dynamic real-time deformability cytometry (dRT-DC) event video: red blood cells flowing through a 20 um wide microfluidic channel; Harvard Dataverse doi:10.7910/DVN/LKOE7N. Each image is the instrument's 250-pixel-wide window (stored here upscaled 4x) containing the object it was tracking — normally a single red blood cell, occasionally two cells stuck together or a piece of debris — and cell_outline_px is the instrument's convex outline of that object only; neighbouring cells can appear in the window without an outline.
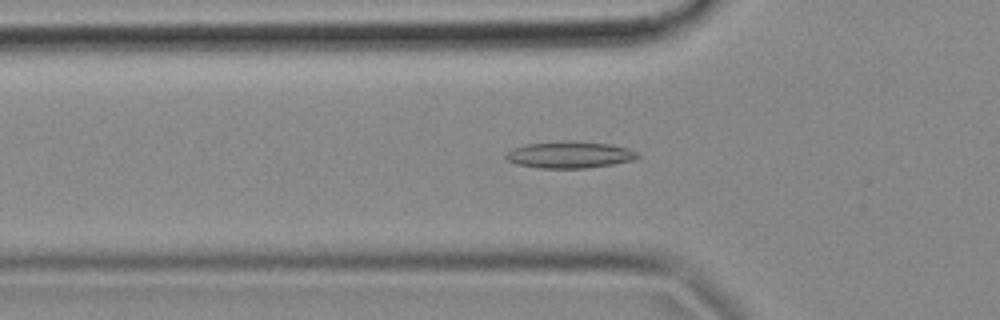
{"species": "common noctule bat (a hibernating species)", "species_latin": "Nyctalus noctula", "temperature_condition": "cold", "stored_images_in_passage": 51, "camera_frame_rate_fps": 3000, "um_per_image_px": 0.085, "animal": {"sex": "female", "body_mass_g": 18.4}, "frame": {"image": 1, "passage_image": 15, "time_ms": 4.667, "image_size_px": [1000, 320], "cell_outline_px": [[640, 156], [632, 160], [612, 164], [584, 168], [540, 168], [516, 164], [508, 160], [504, 156], [508, 152], [516, 148], [528, 144], [608, 144], [628, 148], [636, 152]], "centroid_in_image_um": [48.43, 13.22], "position_along_channel_um": 77.4, "area_um2": 19.02}}
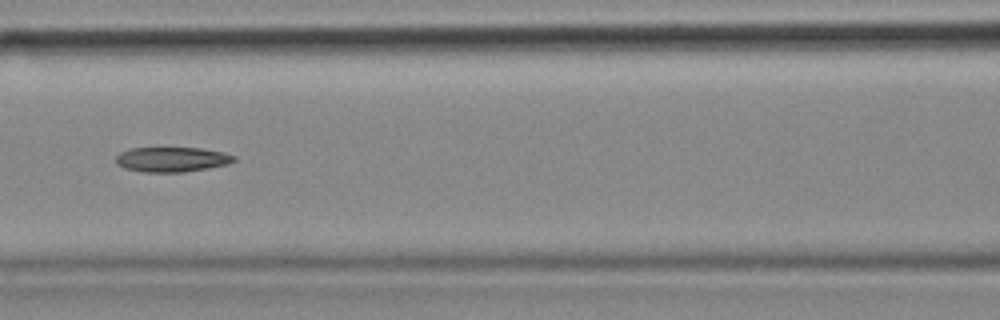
{"frame": {"image": 2, "passage_image": 21, "time_ms": 6.667, "image_size_px": [1000, 320], "cell_outline_px": [[236, 160], [228, 164], [208, 168], [184, 172], [144, 172], [124, 168], [116, 164], [116, 156], [120, 152], [132, 148], [200, 148], [224, 152], [236, 156]], "centroid_in_image_um": [14.62, 13.55], "position_along_channel_um": 152.0, "area_um2": 17.17}}
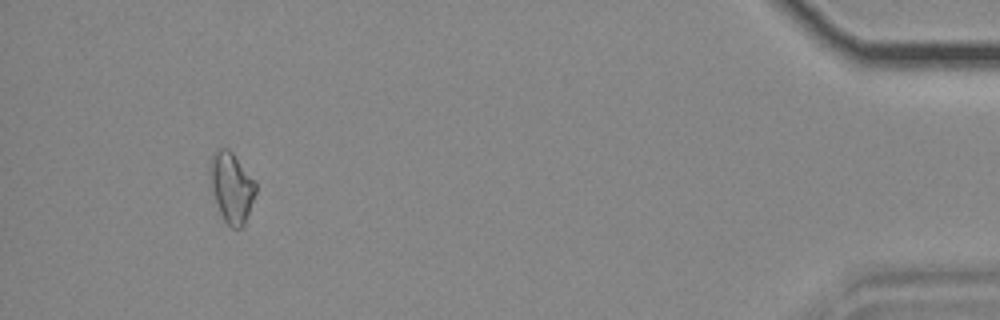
{"frame": {"image": 3, "passage_image": 48, "time_ms": 15.667, "image_size_px": [1000, 320], "cell_outline_px": [[256, 192], [244, 224], [240, 228], [232, 228], [224, 220], [220, 212], [208, 184], [208, 164], [212, 156], [220, 148], [228, 148], [232, 152], [256, 180]], "centroid_in_image_um": [19.65, 15.89], "position_along_channel_um": 415.6, "area_um2": 19.02}}